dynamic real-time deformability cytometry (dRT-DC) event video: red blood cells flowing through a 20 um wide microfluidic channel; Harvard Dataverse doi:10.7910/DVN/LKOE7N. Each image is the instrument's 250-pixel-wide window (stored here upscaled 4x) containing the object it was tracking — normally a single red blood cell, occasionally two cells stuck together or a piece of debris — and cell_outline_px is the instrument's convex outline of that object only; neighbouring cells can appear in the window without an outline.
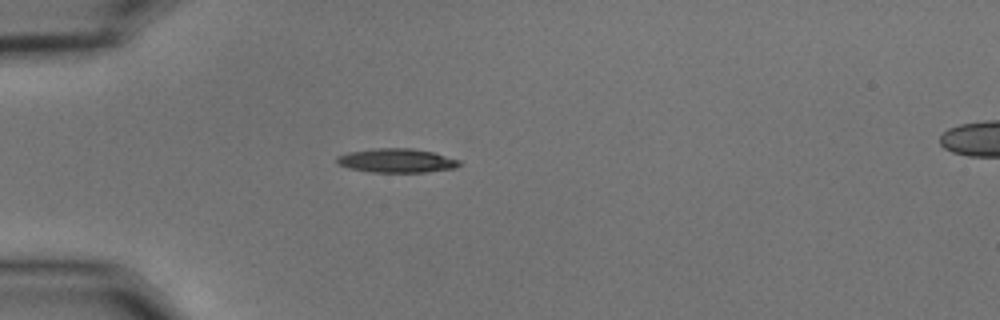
{"species": "common noctule bat (a hibernating species)", "species_latin": "Nyctalus noctula", "temperature_condition": "cold", "stored_images_in_passage": 4, "camera_frame_rate_fps": 3000, "um_per_image_px": 0.085, "animal": {"sex": "male", "body_mass_g": 15.6}, "frame": {"image": 1, "passage_image": 1, "time_ms": 0.0, "image_size_px": [1000, 320], "cell_outline_px": [[460, 164], [456, 168], [424, 172], [368, 172], [348, 168], [336, 164], [336, 156], [348, 152], [372, 148], [412, 148], [432, 152], [460, 160]], "centroid_in_image_um": [33.65, 13.65], "position_along_channel_um": 51.3, "area_um2": 17.28}}